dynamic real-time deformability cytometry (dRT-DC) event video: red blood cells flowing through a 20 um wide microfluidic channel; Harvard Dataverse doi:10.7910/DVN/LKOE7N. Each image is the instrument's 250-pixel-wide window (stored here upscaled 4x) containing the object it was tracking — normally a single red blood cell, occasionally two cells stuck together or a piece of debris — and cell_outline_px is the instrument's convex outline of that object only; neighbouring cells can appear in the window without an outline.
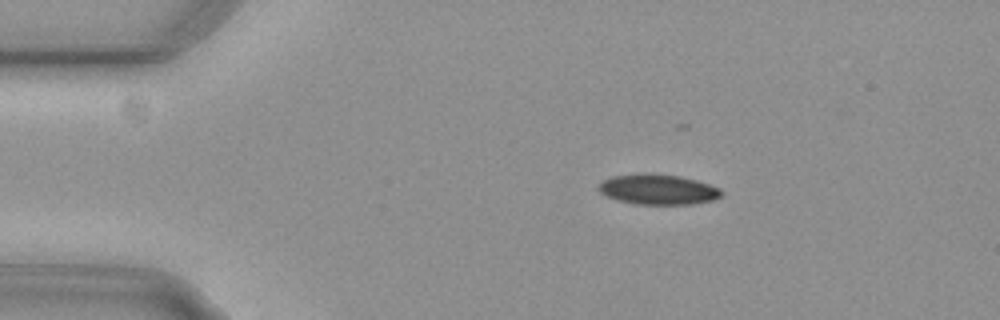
{"species": "common noctule bat (a hibernating species)", "species_latin": "Nyctalus noctula", "temperature_condition": "cold", "stored_images_in_passage": 44, "camera_frame_rate_fps": 3000, "um_per_image_px": 0.085, "animal": {"sex": "female", "body_mass_g": 29.2, "forearm_length_mm": 56.3}, "frame": {"image": 1, "passage_image": 1, "time_ms": 0.0, "image_size_px": [1000, 320], "cell_outline_px": [[724, 192], [720, 196], [712, 200], [692, 204], [636, 204], [620, 200], [608, 196], [600, 192], [596, 188], [604, 180], [612, 176], [680, 176], [696, 180], [720, 188]], "centroid_in_image_um": [55.98, 16.14], "position_along_channel_um": 29.0, "area_um2": 20.63}}
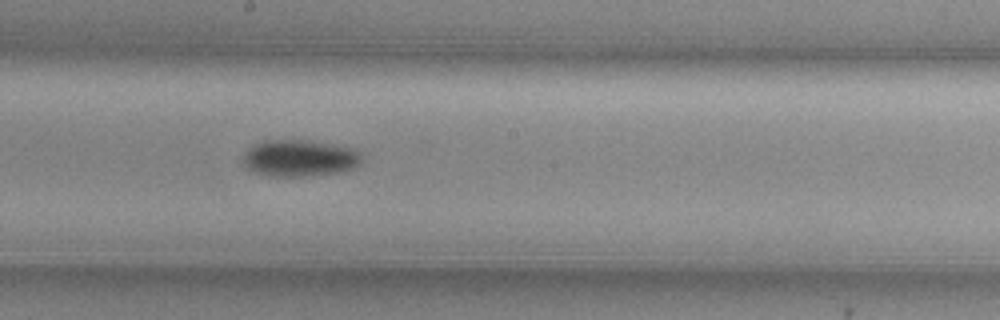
{"frame": {"image": 2, "passage_image": 21, "time_ms": 6.667, "image_size_px": [1000, 320], "cell_outline_px": [[360, 160], [352, 168], [336, 172], [304, 176], [268, 176], [256, 172], [248, 168], [244, 164], [244, 156], [256, 144], [264, 140], [308, 140], [352, 148], [360, 156]], "centroid_in_image_um": [25.43, 13.44], "position_along_channel_um": 222.8, "area_um2": 24.57}}
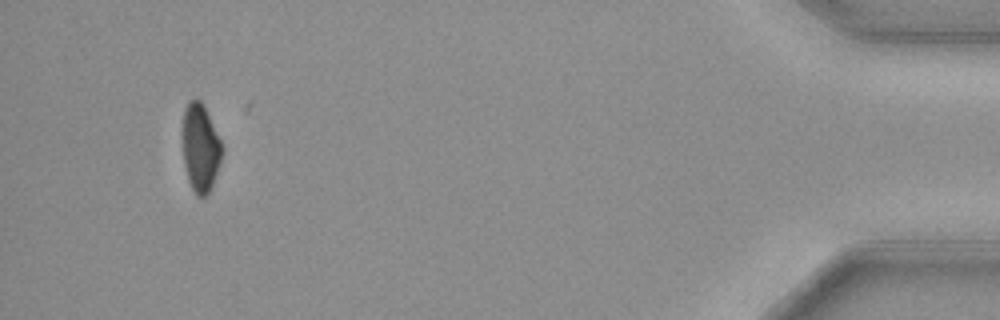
{"frame": {"image": 3, "passage_image": 43, "time_ms": 14.0, "image_size_px": [1000, 320], "cell_outline_px": [[224, 148], [212, 184], [208, 192], [204, 196], [196, 196], [188, 180], [184, 164], [180, 132], [184, 108], [188, 100], [200, 100], [204, 104]], "centroid_in_image_um": [16.99, 12.49], "position_along_channel_um": 418.2, "area_um2": 20.58}, "authors_computed_cell_mechanics": {"area_um2": 23.0044, "velocity_mm_per_s": 3.7378, "shape_relaxation_time_tau1_ms": 3.8598, "shape_relaxation_time_tau2_ms": null, "deformation_change_tau1": 0.1184, "deformation_change_tau2": null}}